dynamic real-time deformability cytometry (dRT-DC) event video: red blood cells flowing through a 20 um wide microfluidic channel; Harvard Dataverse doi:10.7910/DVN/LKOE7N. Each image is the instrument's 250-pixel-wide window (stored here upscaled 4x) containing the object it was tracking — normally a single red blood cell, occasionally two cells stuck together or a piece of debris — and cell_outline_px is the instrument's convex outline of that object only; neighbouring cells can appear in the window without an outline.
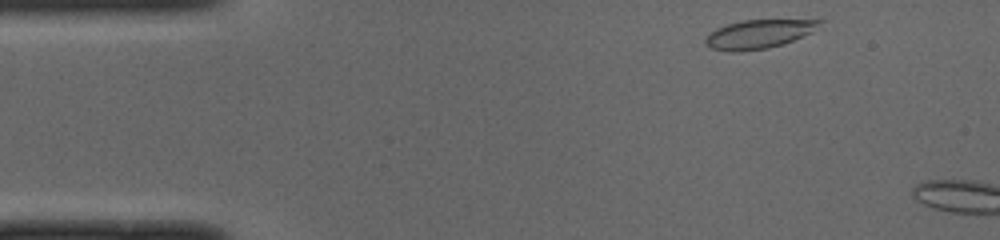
{"species": "common noctule bat (a hibernating species)", "species_latin": "Nyctalus noctula", "temperature_condition": "cold", "stored_images_in_passage": 10, "camera_frame_rate_fps": 3000, "um_per_image_px": 0.085, "animal": {"sex": "male", "body_mass_g": 19.0, "forearm_length_mm": 50.8}, "frame": {"image": 1, "passage_image": 2, "time_ms": 0.333, "image_size_px": [1000, 240], "cell_outline_px": [[824, 20], [812, 32], [804, 36], [768, 48], [736, 52], [728, 52], [712, 48], [704, 44], [704, 40], [716, 28], [728, 24], [744, 20]], "centroid_in_image_um": [64.46, 2.9], "position_along_channel_um": 20.5, "area_um2": 18.84}}